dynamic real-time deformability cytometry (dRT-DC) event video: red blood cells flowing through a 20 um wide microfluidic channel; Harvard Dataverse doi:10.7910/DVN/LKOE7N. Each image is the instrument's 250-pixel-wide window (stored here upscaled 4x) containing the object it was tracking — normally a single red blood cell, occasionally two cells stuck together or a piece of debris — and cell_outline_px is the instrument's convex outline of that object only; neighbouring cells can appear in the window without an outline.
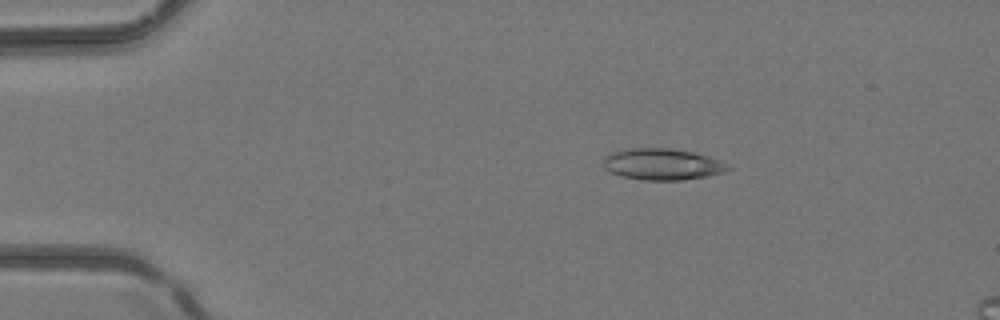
{"species": "common noctule bat (a hibernating species)", "species_latin": "Nyctalus noctula", "temperature_condition": "room temperature", "stored_images_in_passage": 5, "camera_frame_rate_fps": 3000, "um_per_image_px": 0.085, "animal": {"sex": "female", "body_mass_g": 24.6, "forearm_length_mm": 56.2}, "frame": {"image": 1, "passage_image": 5, "time_ms": 5.667, "image_size_px": [1000, 320], "cell_outline_px": [[732, 168], [708, 176], [680, 180], [644, 180], [624, 176], [612, 172], [604, 168], [604, 156], [612, 152], [628, 148], [668, 148], [692, 152], [708, 156]], "centroid_in_image_um": [56.24, 13.95], "position_along_channel_um": 28.8, "area_um2": 22.37}}